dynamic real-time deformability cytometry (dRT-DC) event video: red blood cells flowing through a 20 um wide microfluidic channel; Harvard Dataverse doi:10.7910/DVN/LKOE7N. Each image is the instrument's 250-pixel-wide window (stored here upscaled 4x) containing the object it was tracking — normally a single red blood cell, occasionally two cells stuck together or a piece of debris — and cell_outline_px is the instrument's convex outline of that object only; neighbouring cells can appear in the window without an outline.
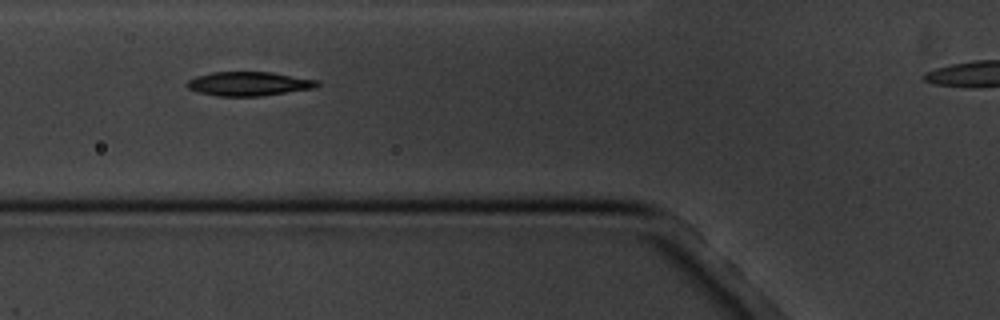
{"species": "common noctule bat (a hibernating species)", "species_latin": "Nyctalus noctula", "temperature_condition": "cold", "stored_images_in_passage": 11, "segment_of_instrument_passage": [1, 2], "camera_frame_rate_fps": 3000, "um_per_image_px": 0.085, "animal": {"sex": "male", "body_mass_g": 20.1, "forearm_length_mm": 53.5}, "frame": {"image": 1, "passage_image": 5, "time_ms": 5.333, "image_size_px": [1000, 320], "cell_outline_px": [[320, 84], [316, 88], [260, 96], [216, 96], [200, 92], [188, 88], [184, 84], [188, 80], [196, 76], [212, 72], [272, 72], [320, 80]], "centroid_in_image_um": [21.18, 7.11], "position_along_channel_um": 104.6, "area_um2": 18.38}}
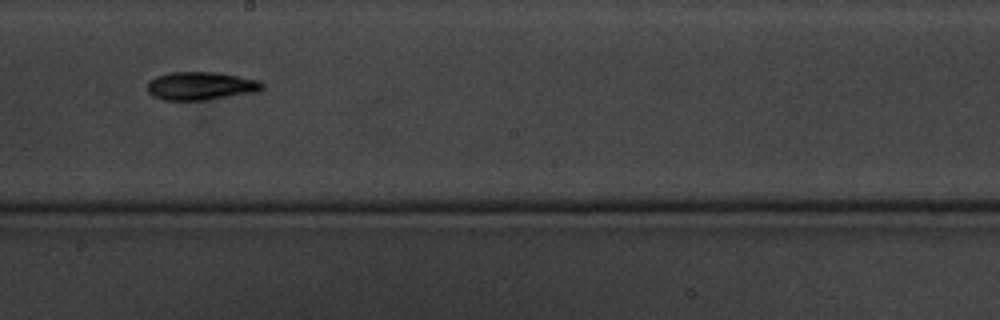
{"frame": {"image": 2, "passage_image": 8, "time_ms": 9.0, "image_size_px": [1000, 320], "cell_outline_px": [[264, 88], [256, 92], [200, 100], [164, 100], [152, 96], [148, 92], [148, 80], [156, 76], [172, 72], [220, 72], [260, 80], [264, 84]], "centroid_in_image_um": [17.07, 7.29], "position_along_channel_um": 231.1, "area_um2": 18.9}}
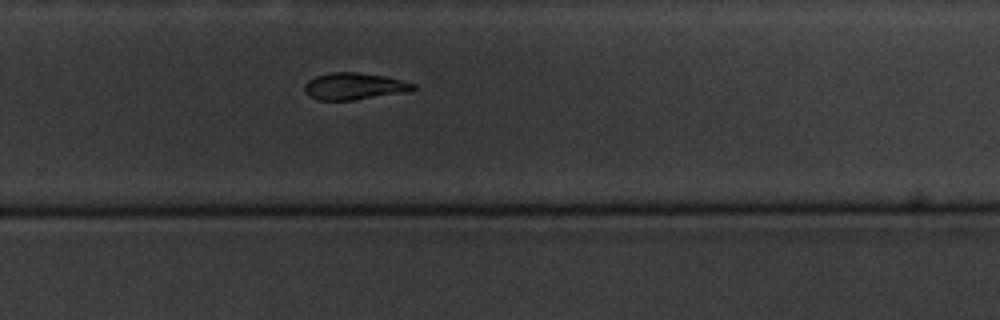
{"frame": {"image": 3, "passage_image": 10, "time_ms": 11.0, "image_size_px": [1000, 320], "cell_outline_px": [[416, 88], [408, 92], [356, 100], [316, 100], [308, 96], [304, 92], [304, 84], [308, 80], [316, 76], [332, 72], [356, 72], [384, 76], [416, 84]], "centroid_in_image_um": [30.08, 7.34], "position_along_channel_um": 299.7, "area_um2": 17.17}}